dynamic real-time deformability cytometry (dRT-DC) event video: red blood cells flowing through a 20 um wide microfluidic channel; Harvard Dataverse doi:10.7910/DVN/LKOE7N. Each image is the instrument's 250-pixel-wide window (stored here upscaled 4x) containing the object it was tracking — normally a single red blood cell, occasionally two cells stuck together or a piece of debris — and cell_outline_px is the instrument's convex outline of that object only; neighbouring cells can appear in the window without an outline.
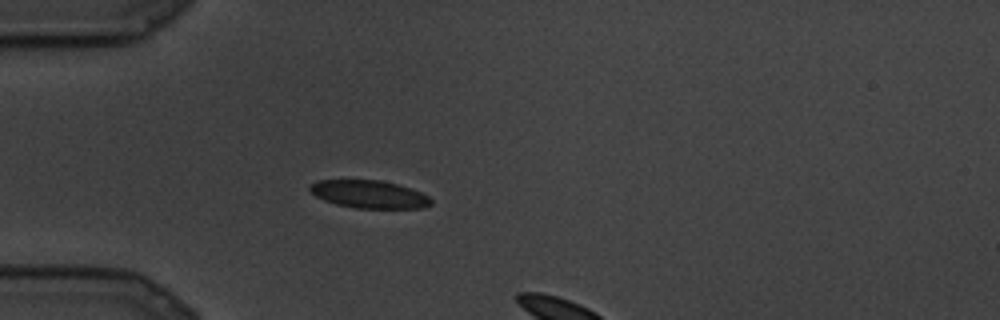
{"species": "common noctule bat (a hibernating species)", "species_latin": "Nyctalus noctula", "temperature_condition": "cold", "stored_images_in_passage": 2, "camera_frame_rate_fps": 3000, "um_per_image_px": 0.085, "animal": {"sex": "male", "body_mass_g": 19.5, "forearm_length_mm": 54.6}, "frame": {"image": 1, "passage_image": 1, "time_ms": 0.0, "image_size_px": [1000, 320], "cell_outline_px": [[432, 204], [424, 208], [356, 208], [336, 204], [324, 200], [316, 196], [308, 188], [316, 180], [380, 180], [396, 184], [420, 192], [428, 196], [432, 200]], "centroid_in_image_um": [31.38, 16.52], "position_along_channel_um": 53.6, "area_um2": 19.48}}